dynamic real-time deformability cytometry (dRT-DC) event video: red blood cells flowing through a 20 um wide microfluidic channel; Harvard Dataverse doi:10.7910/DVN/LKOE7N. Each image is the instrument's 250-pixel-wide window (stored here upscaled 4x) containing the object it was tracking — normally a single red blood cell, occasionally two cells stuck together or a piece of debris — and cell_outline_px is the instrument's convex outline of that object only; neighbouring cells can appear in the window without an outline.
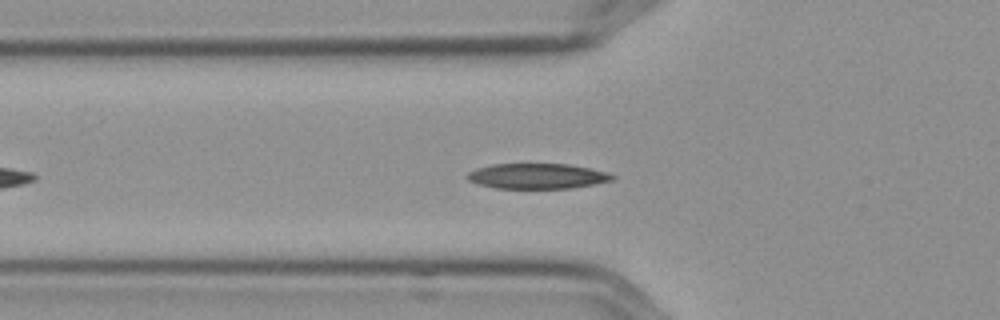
{"species": "Egyptian fruit bat (a non-hibernating species)", "species_latin": "Rousettus aegyptiacus", "temperature_condition": "cold", "stored_images_in_passage": 48, "camera_frame_rate_fps": 3000, "um_per_image_px": 0.085, "frame": {"image": 1, "passage_image": 10, "time_ms": 3.0, "image_size_px": [1000, 320], "cell_outline_px": [[616, 180], [572, 188], [496, 188], [476, 184], [468, 180], [464, 176], [468, 172], [476, 168], [492, 164], [572, 164], [604, 172], [616, 176]], "centroid_in_image_um": [45.63, 14.97], "position_along_channel_um": 80.2, "area_um2": 21.5}}
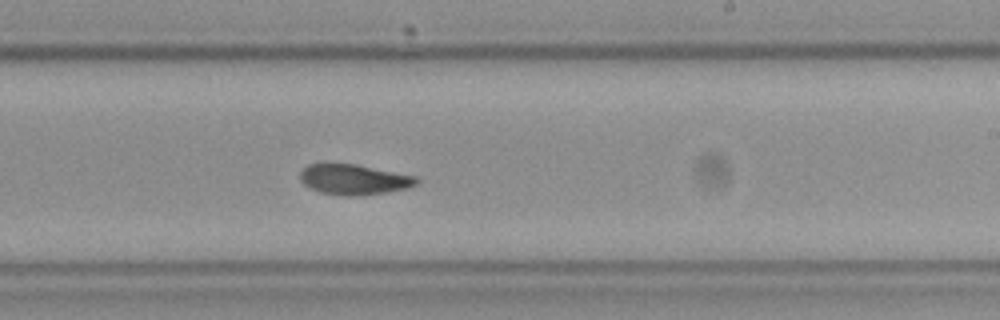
{"frame": {"image": 2, "passage_image": 25, "time_ms": 8.0, "image_size_px": [1000, 320], "cell_outline_px": [[416, 184], [404, 188], [384, 192], [352, 196], [340, 196], [320, 192], [304, 184], [300, 180], [300, 172], [308, 164], [324, 160], [356, 164], [416, 176]], "centroid_in_image_um": [29.96, 15.2], "position_along_channel_um": 259.0, "area_um2": 20.87}}
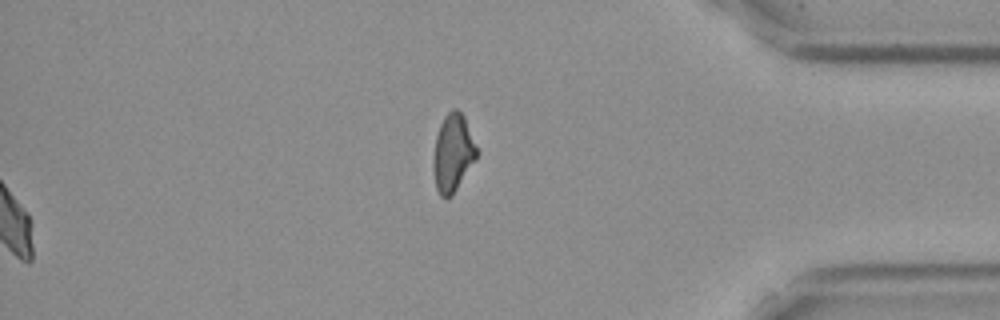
{"frame": {"image": 3, "passage_image": 48, "time_ms": 15.667, "image_size_px": [1000, 320], "cell_outline_px": [[476, 156], [452, 196], [440, 196], [436, 188], [436, 136], [440, 124], [444, 116], [452, 108], [456, 108], [464, 116], [476, 148]], "centroid_in_image_um": [38.51, 12.94], "position_along_channel_um": 396.7, "area_um2": 18.32}, "authors_computed_cell_mechanics": {"area_um2": 20.6346, "velocity_mm_per_s": 3.56, "shape_relaxation_time_tau1_ms": 3.2689, "shape_relaxation_time_tau2_ms": 2.1874, "deformation_change_tau1": 0.135, "deformation_change_tau2": 0.0777}}